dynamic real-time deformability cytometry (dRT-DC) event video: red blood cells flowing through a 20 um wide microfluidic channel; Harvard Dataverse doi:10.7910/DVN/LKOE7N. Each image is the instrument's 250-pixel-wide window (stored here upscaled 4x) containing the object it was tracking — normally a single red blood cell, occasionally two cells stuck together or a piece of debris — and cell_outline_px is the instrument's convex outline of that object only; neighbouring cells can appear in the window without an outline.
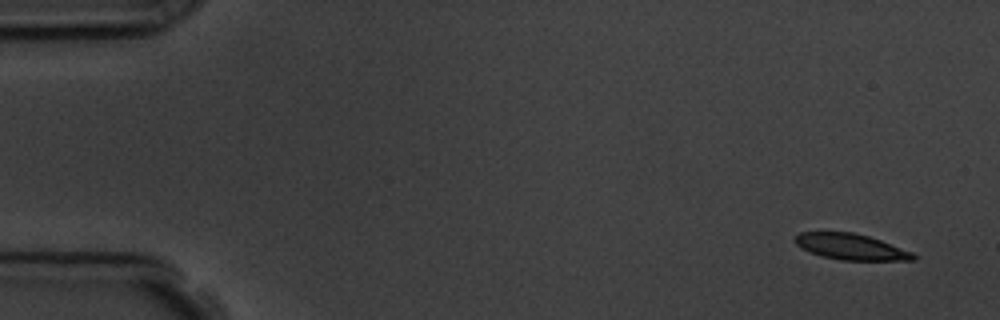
{"species": "common noctule bat (a hibernating species)", "species_latin": "Nyctalus noctula", "temperature_condition": "room temperature", "stored_images_in_passage": 6, "camera_frame_rate_fps": 3000, "um_per_image_px": 0.085, "animal": {"sex": "male", "body_mass_g": 19.5, "forearm_length_mm": 54.6}, "frame": {"image": 1, "passage_image": 1, "time_ms": 0.0, "image_size_px": [1000, 320], "cell_outline_px": [[916, 260], [840, 260], [820, 256], [808, 252], [800, 248], [792, 240], [792, 236], [800, 232], [852, 232], [868, 236], [880, 240], [912, 252], [916, 256]], "centroid_in_image_um": [72.23, 20.97], "position_along_channel_um": 12.8, "area_um2": 18.03}}
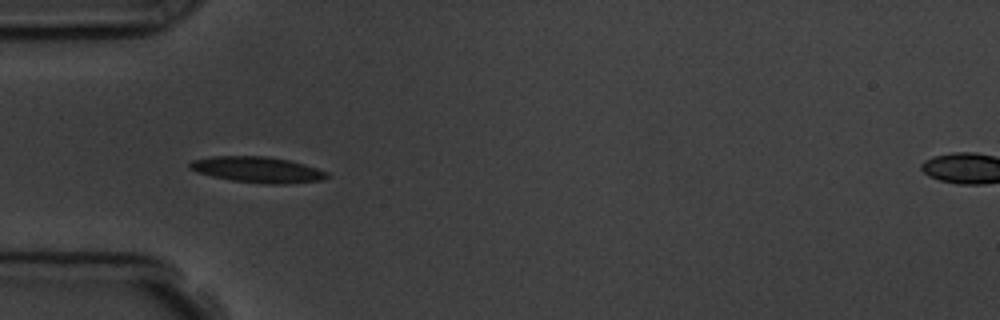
{"frame": {"image": 2, "passage_image": 5, "time_ms": 4.667, "image_size_px": [1000, 320], "cell_outline_px": [[328, 176], [320, 180], [284, 184], [264, 184], [232, 180], [212, 176], [196, 172], [188, 168], [188, 164], [192, 160], [212, 156], [268, 156], [288, 160], [304, 164], [328, 172]], "centroid_in_image_um": [21.84, 14.41], "position_along_channel_um": 63.2, "area_um2": 20.63}}